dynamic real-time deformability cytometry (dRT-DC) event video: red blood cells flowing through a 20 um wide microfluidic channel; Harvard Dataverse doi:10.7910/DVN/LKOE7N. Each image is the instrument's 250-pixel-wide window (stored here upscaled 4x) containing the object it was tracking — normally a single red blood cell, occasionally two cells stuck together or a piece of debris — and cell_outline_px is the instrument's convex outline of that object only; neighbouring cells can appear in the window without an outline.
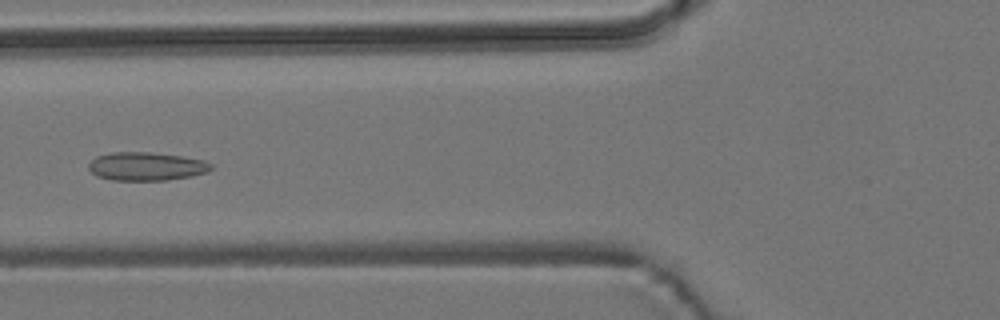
{"species": "common noctule bat (a hibernating species)", "species_latin": "Nyctalus noctula", "temperature_condition": "room temperature", "stored_images_in_passage": 5, "camera_frame_rate_fps": 3000, "um_per_image_px": 0.085, "animal": {"sex": "male", "body_mass_g": 19.2, "forearm_length_mm": 51.8}, "frame": {"image": 1, "passage_image": 5, "time_ms": 5.333, "image_size_px": [1000, 320], "cell_outline_px": [[212, 168], [208, 172], [192, 176], [168, 180], [112, 180], [96, 176], [88, 168], [88, 164], [96, 156], [112, 152], [148, 152], [180, 156], [204, 160], [212, 164]], "centroid_in_image_um": [12.43, 14.14], "position_along_channel_um": 113.4, "area_um2": 20.29}}